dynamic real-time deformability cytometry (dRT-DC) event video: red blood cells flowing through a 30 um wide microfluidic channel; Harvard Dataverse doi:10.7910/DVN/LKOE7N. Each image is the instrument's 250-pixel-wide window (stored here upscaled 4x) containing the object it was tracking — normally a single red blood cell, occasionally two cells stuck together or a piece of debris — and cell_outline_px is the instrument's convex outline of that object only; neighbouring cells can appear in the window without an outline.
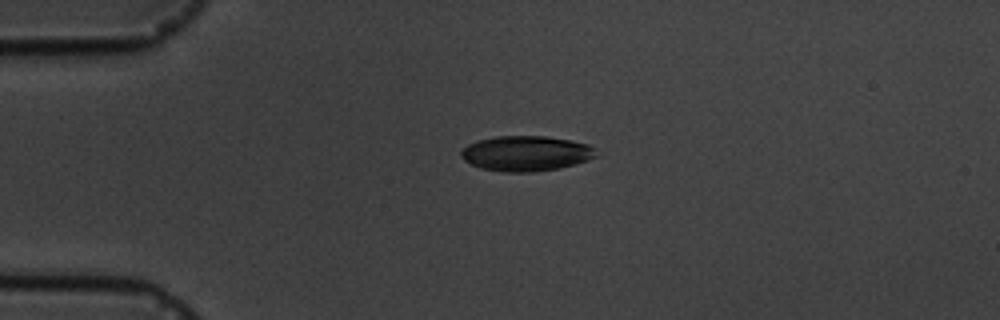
{"species": "common noctule bat (a hibernating species)", "species_latin": "Nyctalus noctula", "temperature_condition": "cold", "stored_images_in_passage": 1, "camera_frame_rate_fps": 3000, "um_per_image_px": 0.085, "animal": {"sex": "male", "body_mass_g": 19.5, "forearm_length_mm": 54.6}, "frame": {"image": 1, "passage_image": 1, "time_ms": 0.0, "image_size_px": [1000, 320], "cell_outline_px": [[596, 156], [588, 160], [576, 164], [560, 168], [532, 172], [504, 172], [480, 168], [464, 160], [460, 156], [460, 152], [468, 144], [476, 140], [496, 136], [548, 136], [572, 140], [588, 144], [596, 148]], "centroid_in_image_um": [44.72, 13.03], "position_along_channel_um": 40.3, "area_um2": 27.98}}